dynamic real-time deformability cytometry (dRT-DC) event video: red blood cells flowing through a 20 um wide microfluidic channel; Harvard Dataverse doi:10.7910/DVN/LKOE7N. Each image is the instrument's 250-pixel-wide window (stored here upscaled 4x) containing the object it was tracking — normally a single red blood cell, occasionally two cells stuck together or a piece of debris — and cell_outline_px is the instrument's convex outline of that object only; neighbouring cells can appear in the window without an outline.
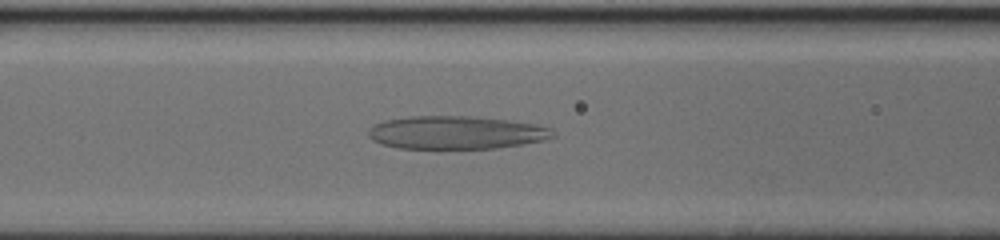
{"species": "human", "species_latin": "Homo sapiens", "temperature_condition": "cold", "stored_images_in_passage": 47, "camera_frame_rate_fps": 3000, "um_per_image_px": 0.085, "donor": {"sex": "female"}, "frame": {"image": 1, "passage_image": 12, "time_ms": 3.667, "image_size_px": [1000, 240], "cell_outline_px": [[556, 136], [544, 140], [496, 148], [400, 148], [380, 144], [372, 140], [368, 136], [368, 128], [372, 124], [384, 120], [412, 116], [468, 116], [508, 120], [532, 124], [552, 128], [556, 132]], "centroid_in_image_um": [38.73, 11.26], "position_along_channel_um": 127.9, "area_um2": 35.6}}
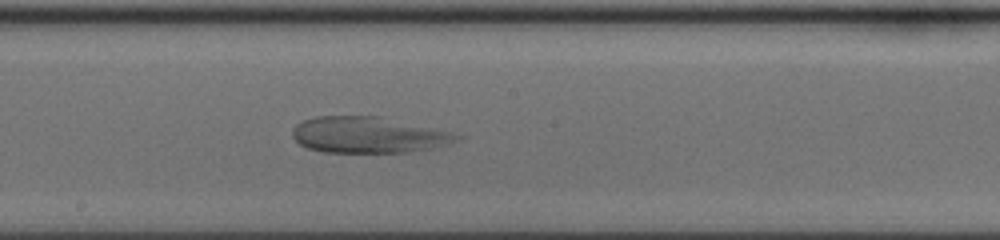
{"frame": {"image": 2, "passage_image": 20, "time_ms": 6.333, "image_size_px": [1000, 240], "cell_outline_px": [[464, 136], [460, 140], [448, 144], [432, 148], [408, 152], [324, 152], [308, 148], [300, 144], [292, 136], [292, 128], [296, 124], [312, 116], [380, 116], [432, 128]], "centroid_in_image_um": [31.27, 11.46], "position_along_channel_um": 216.9, "area_um2": 34.45}}
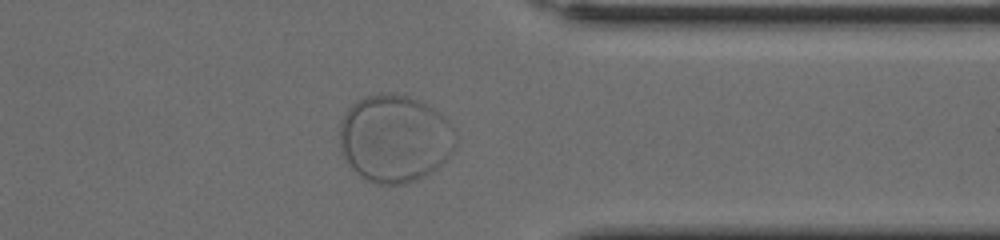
{"frame": {"image": 3, "passage_image": 35, "time_ms": 11.333, "image_size_px": [1000, 240], "cell_outline_px": [[456, 148], [432, 172], [416, 180], [404, 184], [380, 184], [368, 180], [360, 176], [348, 164], [340, 152], [340, 124], [344, 112], [356, 100], [380, 92], [408, 96], [428, 104], [440, 112], [452, 124], [456, 132]], "centroid_in_image_um": [33.55, 11.76], "position_along_channel_um": 377.8, "area_um2": 59.71}}